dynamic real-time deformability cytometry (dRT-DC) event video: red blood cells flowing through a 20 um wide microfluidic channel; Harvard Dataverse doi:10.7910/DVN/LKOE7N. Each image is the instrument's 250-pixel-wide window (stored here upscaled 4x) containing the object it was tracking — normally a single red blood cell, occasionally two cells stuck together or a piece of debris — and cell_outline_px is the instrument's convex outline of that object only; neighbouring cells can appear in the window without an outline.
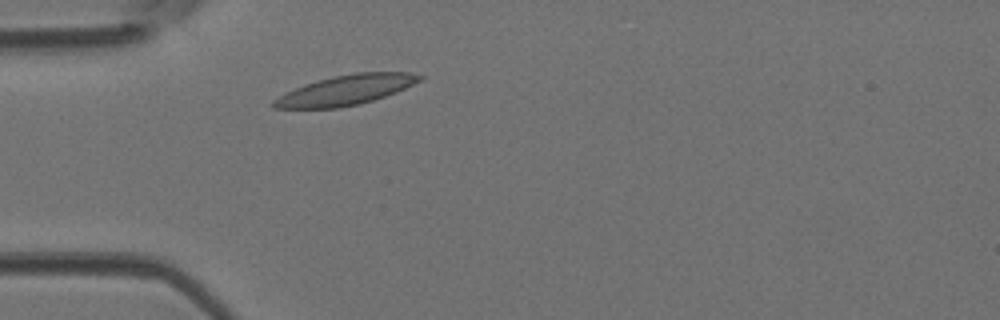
{"species": "Egyptian fruit bat (a non-hibernating species)", "species_latin": "Rousettus aegyptiacus", "temperature_condition": "room temperature", "stored_images_in_passage": 28, "camera_frame_rate_fps": 3000, "um_per_image_px": 0.085, "animal": {"sex": "female"}, "frame": {"image": 1, "passage_image": 3, "time_ms": 0.667, "image_size_px": [1000, 320], "cell_outline_px": [[424, 76], [420, 80], [396, 92], [360, 104], [340, 108], [272, 108], [272, 100], [284, 92], [304, 84], [332, 76], [356, 72], [412, 72]], "centroid_in_image_um": [29.34, 7.65], "position_along_channel_um": 55.7, "area_um2": 25.43}}
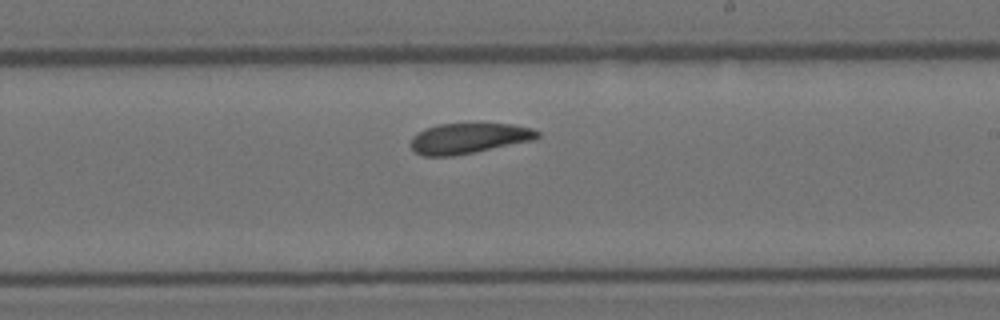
{"frame": {"image": 2, "passage_image": 17, "time_ms": 5.333, "image_size_px": [1000, 320], "cell_outline_px": [[540, 136], [536, 140], [452, 156], [424, 156], [416, 152], [408, 144], [412, 136], [424, 128], [436, 124], [512, 124], [532, 128], [540, 132]], "centroid_in_image_um": [39.83, 11.75], "position_along_channel_um": 249.2, "area_um2": 22.6}}
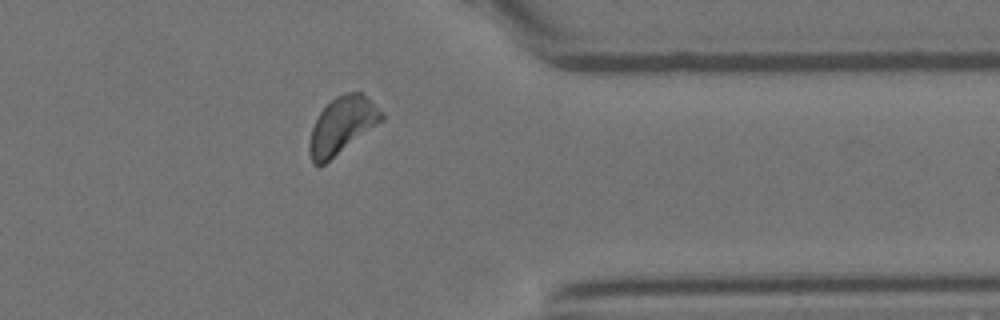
{"frame": {"image": 3, "passage_image": 27, "time_ms": 8.667, "image_size_px": [1000, 320], "cell_outline_px": [[384, 120], [324, 164], [312, 164], [308, 152], [308, 144], [312, 128], [320, 112], [336, 96], [344, 92], [360, 92], [384, 116]], "centroid_in_image_um": [29.03, 10.68], "position_along_channel_um": 382.4, "area_um2": 23.35}}